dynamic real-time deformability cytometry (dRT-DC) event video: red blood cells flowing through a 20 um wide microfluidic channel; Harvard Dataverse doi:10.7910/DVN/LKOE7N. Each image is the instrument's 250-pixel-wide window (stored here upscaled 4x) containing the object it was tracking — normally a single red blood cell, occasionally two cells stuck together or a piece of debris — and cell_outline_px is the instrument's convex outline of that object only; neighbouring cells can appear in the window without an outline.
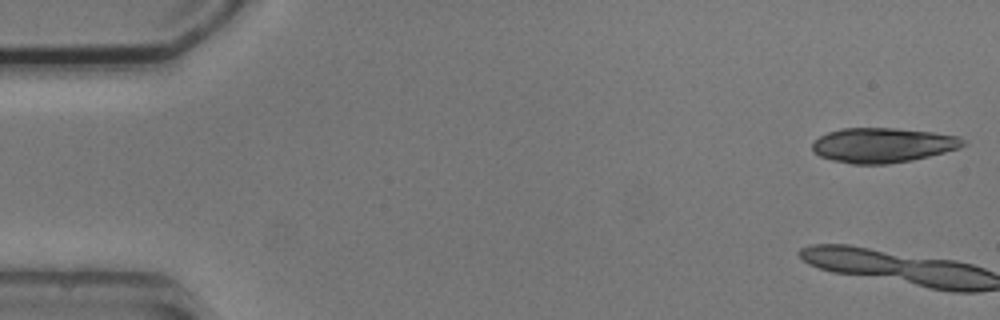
{"species": "common noctule bat (a hibernating species)", "species_latin": "Nyctalus noctula", "temperature_condition": "cold", "stored_images_in_passage": 6, "camera_frame_rate_fps": 3000, "um_per_image_px": 0.085, "animal": {"sex": "male", "body_mass_g": 20.5, "forearm_length_mm": 52.5}, "frame": {"image": 1, "passage_image": 1, "time_ms": 0.0, "image_size_px": [1000, 320], "cell_outline_px": [[968, 140], [960, 148], [912, 160], [888, 164], [852, 164], [832, 160], [820, 156], [812, 148], [812, 144], [820, 136], [828, 132], [840, 128], [896, 128], [932, 132], [960, 136]], "centroid_in_image_um": [75.07, 12.33], "position_along_channel_um": 9.9, "area_um2": 30.58}}